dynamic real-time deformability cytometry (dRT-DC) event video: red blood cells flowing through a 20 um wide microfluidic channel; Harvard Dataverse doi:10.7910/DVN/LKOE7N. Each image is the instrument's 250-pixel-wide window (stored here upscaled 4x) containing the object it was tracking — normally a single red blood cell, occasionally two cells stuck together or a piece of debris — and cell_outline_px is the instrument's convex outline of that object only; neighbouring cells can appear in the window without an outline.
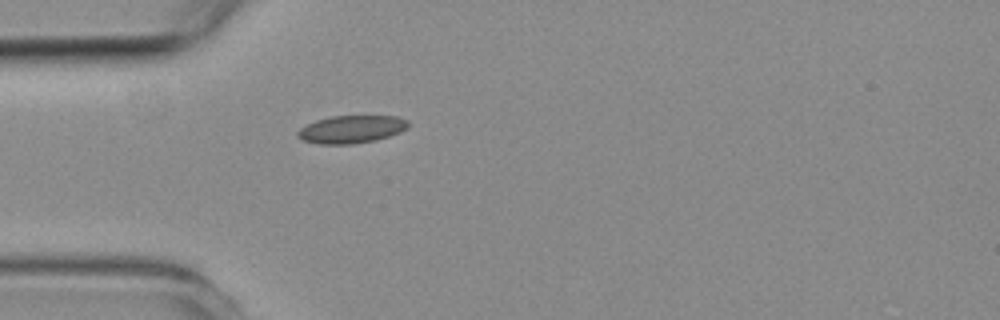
{"species": "common noctule bat (a hibernating species)", "species_latin": "Nyctalus noctula", "temperature_condition": "room temperature", "stored_images_in_passage": 4, "camera_frame_rate_fps": 3000, "um_per_image_px": 0.085, "animal": {"sex": "female", "body_mass_g": 19.3, "forearm_length_mm": 54.1}, "frame": {"image": 1, "passage_image": 4, "time_ms": 4.0, "image_size_px": [1000, 320], "cell_outline_px": [[408, 128], [400, 132], [376, 140], [352, 144], [320, 144], [304, 140], [296, 136], [296, 132], [300, 128], [316, 120], [332, 116], [396, 116], [408, 120]], "centroid_in_image_um": [29.87, 10.99], "position_along_channel_um": 55.1, "area_um2": 17.8}}